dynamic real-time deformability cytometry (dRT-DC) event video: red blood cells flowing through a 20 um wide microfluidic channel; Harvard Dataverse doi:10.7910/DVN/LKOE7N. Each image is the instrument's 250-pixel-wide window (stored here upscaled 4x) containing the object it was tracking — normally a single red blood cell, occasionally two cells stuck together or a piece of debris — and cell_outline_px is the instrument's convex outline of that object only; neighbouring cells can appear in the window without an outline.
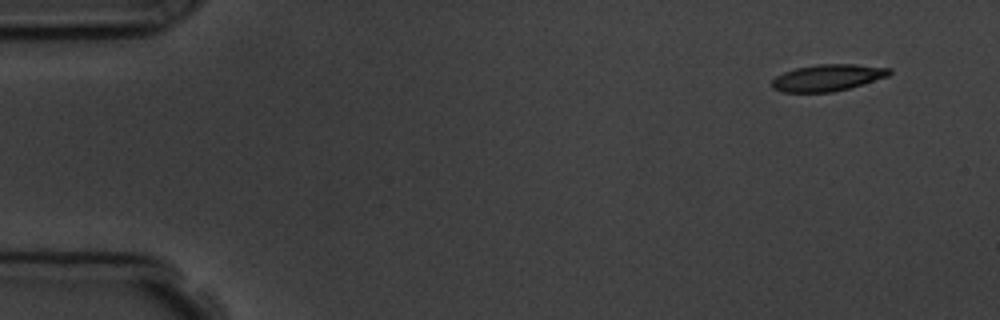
{"species": "common noctule bat (a hibernating species)", "species_latin": "Nyctalus noctula", "temperature_condition": "room temperature", "stored_images_in_passage": 5, "camera_frame_rate_fps": 3000, "um_per_image_px": 0.085, "animal": {"sex": "male", "body_mass_g": 19.5, "forearm_length_mm": 54.6}, "frame": {"image": 1, "passage_image": 1, "time_ms": 0.0, "image_size_px": [1000, 320], "cell_outline_px": [[892, 72], [888, 76], [848, 88], [832, 92], [784, 92], [772, 88], [772, 80], [776, 76], [784, 72], [796, 68], [816, 64], [856, 64], [892, 68]], "centroid_in_image_um": [70.35, 6.59], "position_along_channel_um": 14.7, "area_um2": 18.15}}
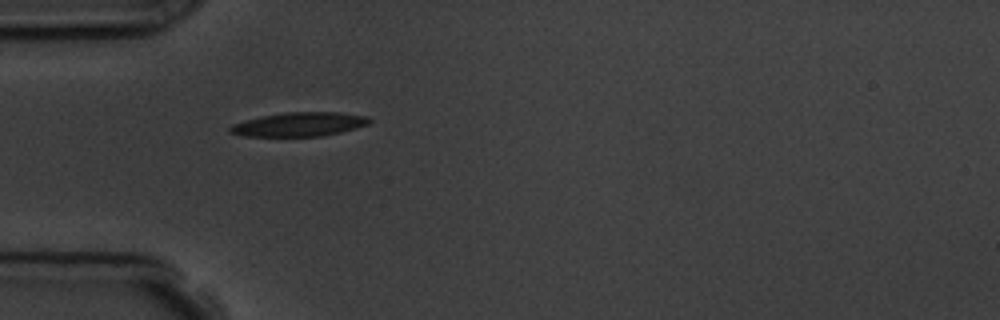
{"frame": {"image": 2, "passage_image": 4, "time_ms": 4.0, "image_size_px": [1000, 320], "cell_outline_px": [[372, 120], [368, 124], [356, 128], [324, 136], [244, 136], [228, 132], [228, 128], [232, 124], [264, 116], [288, 112], [340, 112], [368, 116]], "centroid_in_image_um": [25.47, 10.57], "position_along_channel_um": 59.5, "area_um2": 19.36}}